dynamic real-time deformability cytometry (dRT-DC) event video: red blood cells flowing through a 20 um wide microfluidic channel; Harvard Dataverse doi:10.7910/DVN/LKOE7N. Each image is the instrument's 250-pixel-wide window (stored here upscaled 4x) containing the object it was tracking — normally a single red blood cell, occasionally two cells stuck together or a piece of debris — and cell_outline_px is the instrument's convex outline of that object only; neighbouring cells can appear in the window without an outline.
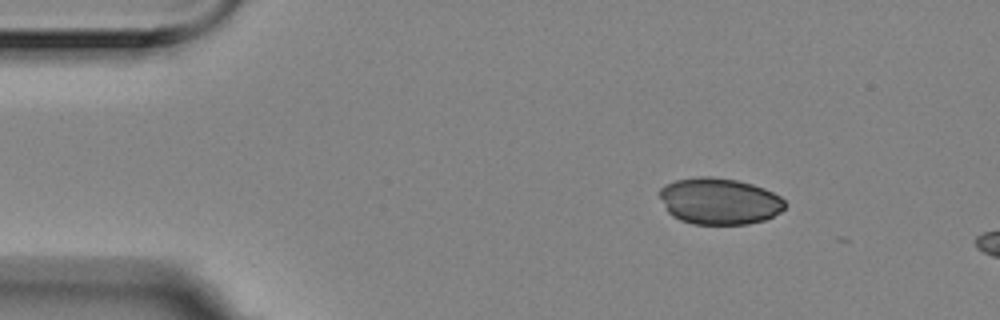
{"species": "Egyptian fruit bat (a non-hibernating species)", "species_latin": "Rousettus aegyptiacus", "temperature_condition": "room temperature", "stored_images_in_passage": 2, "camera_frame_rate_fps": 3000, "um_per_image_px": 0.085, "animal": {"sex": "female"}, "frame": {"image": 1, "passage_image": 1, "time_ms": 0.0, "image_size_px": [1000, 320], "cell_outline_px": [[784, 208], [780, 212], [764, 220], [748, 224], [692, 224], [680, 220], [672, 216], [668, 212], [660, 196], [660, 188], [664, 184], [676, 180], [700, 176], [708, 176], [736, 180], [752, 184], [764, 188], [780, 196], [784, 200]], "centroid_in_image_um": [61.12, 17.1], "position_along_channel_um": 23.9, "area_um2": 33.87}}